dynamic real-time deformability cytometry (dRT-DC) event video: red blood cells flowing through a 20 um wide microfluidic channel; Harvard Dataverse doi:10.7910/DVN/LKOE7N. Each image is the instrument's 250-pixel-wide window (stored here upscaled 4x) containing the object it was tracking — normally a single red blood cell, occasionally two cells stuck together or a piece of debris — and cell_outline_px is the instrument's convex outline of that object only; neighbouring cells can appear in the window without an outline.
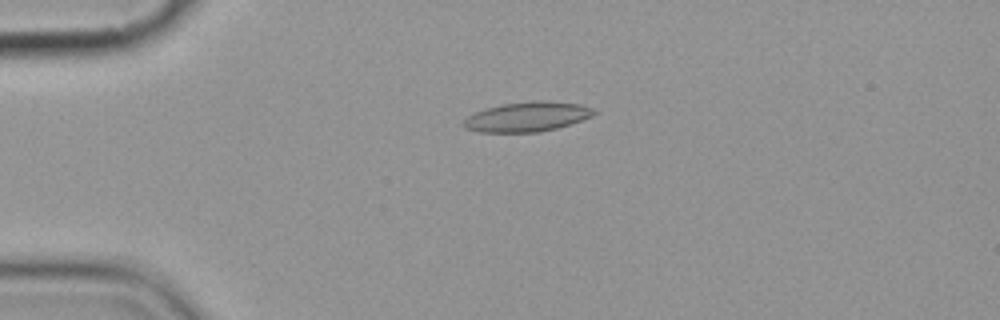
{"species": "common noctule bat (a hibernating species)", "species_latin": "Nyctalus noctula", "temperature_condition": "cold", "stored_images_in_passage": 4, "camera_frame_rate_fps": 3000, "um_per_image_px": 0.085, "animal": {"sex": "female", "body_mass_g": 19.9}, "frame": {"image": 1, "passage_image": 4, "time_ms": 3.667, "image_size_px": [1000, 320], "cell_outline_px": [[596, 112], [592, 116], [572, 124], [540, 132], [480, 132], [464, 128], [460, 124], [468, 116], [476, 112], [488, 108], [504, 104], [536, 100], [548, 100], [580, 104], [592, 108]], "centroid_in_image_um": [44.82, 9.93], "position_along_channel_um": 40.2, "area_um2": 22.6}}